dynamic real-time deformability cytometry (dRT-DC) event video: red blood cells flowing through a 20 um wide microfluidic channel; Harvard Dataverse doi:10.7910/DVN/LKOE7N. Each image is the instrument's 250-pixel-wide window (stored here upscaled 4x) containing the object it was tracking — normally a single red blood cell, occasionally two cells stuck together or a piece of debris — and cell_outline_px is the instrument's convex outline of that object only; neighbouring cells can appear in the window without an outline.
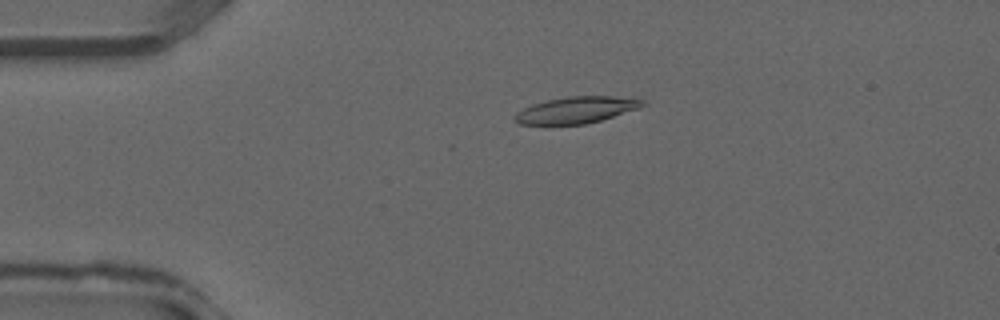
{"species": "common noctule bat (a hibernating species)", "species_latin": "Nyctalus noctula", "temperature_condition": "warm", "stored_images_in_passage": 32, "camera_frame_rate_fps": 3000, "um_per_image_px": 0.085, "animal": {"sex": "male", "forearm_length_mm": 52.5}, "frame": {"image": 1, "passage_image": 3, "time_ms": 0.667, "image_size_px": [1000, 320], "cell_outline_px": [[648, 104], [640, 108], [600, 120], [584, 124], [520, 124], [512, 116], [516, 112], [532, 104], [548, 100], [568, 96], [640, 96]], "centroid_in_image_um": [49.09, 9.32], "position_along_channel_um": 35.9, "area_um2": 20.0}}
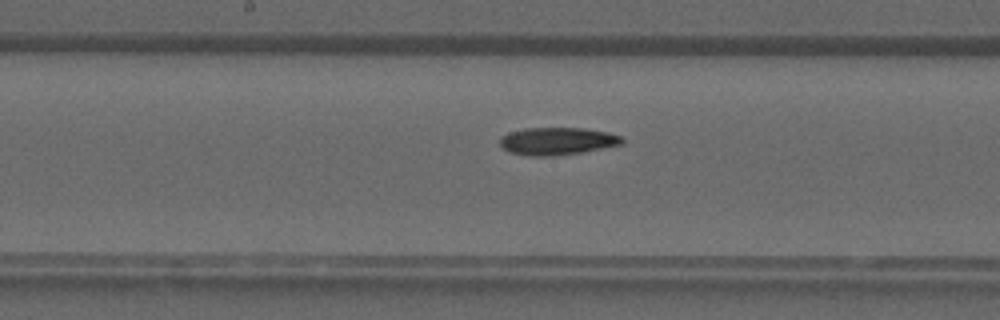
{"frame": {"image": 2, "passage_image": 14, "time_ms": 4.333, "image_size_px": [1000, 320], "cell_outline_px": [[624, 144], [580, 152], [552, 156], [528, 156], [508, 152], [500, 144], [500, 136], [524, 128], [584, 128], [608, 132], [624, 136]], "centroid_in_image_um": [47.39, 11.99], "position_along_channel_um": 200.8, "area_um2": 19.65}}
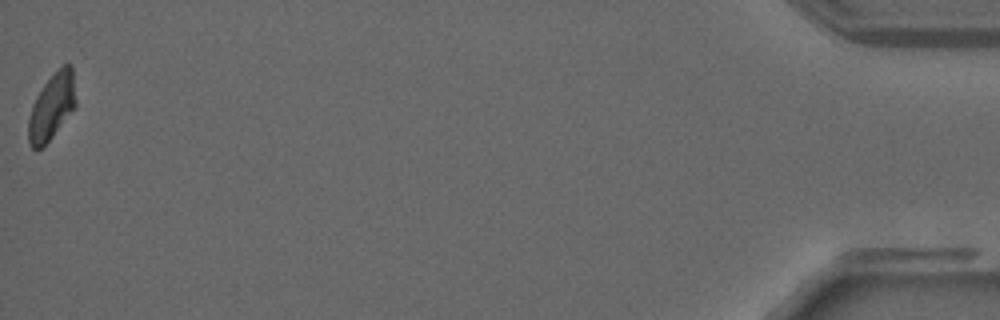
{"frame": {"image": 3, "passage_image": 32, "time_ms": 10.333, "image_size_px": [1000, 320], "cell_outline_px": [[76, 104], [52, 136], [40, 148], [32, 148], [28, 144], [28, 120], [32, 104], [36, 96], [44, 84], [64, 64], [68, 64], [72, 68], [76, 100]], "centroid_in_image_um": [4.37, 9.07], "position_along_channel_um": 430.8, "area_um2": 17.69}}